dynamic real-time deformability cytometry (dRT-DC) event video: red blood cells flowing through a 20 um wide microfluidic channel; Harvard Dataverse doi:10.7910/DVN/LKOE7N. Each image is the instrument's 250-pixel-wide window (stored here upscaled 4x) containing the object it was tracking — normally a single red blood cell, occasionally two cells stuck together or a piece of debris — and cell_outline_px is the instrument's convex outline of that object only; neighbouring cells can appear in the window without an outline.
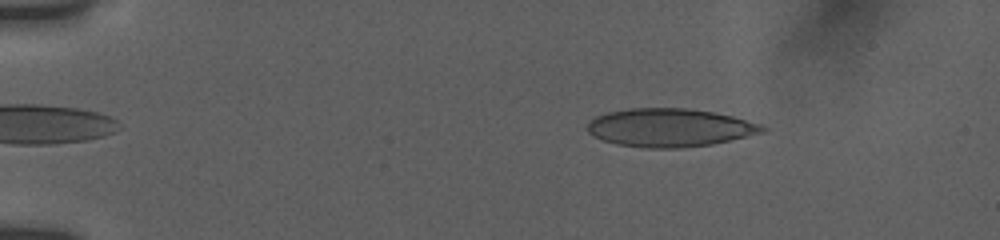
{"species": "human", "species_latin": "Homo sapiens", "temperature_condition": "room temperature", "stored_images_in_passage": 53, "camera_frame_rate_fps": 3000, "um_per_image_px": 0.085, "donor": {"sex": "female"}, "frame": {"image": 1, "passage_image": 6, "time_ms": 1.667, "image_size_px": [1000, 240], "cell_outline_px": [[768, 128], [764, 132], [712, 144], [680, 148], [644, 148], [616, 144], [604, 140], [588, 132], [588, 124], [596, 116], [608, 112], [632, 108], [684, 108], [712, 112], [732, 116], [760, 124]], "centroid_in_image_um": [56.94, 10.85], "position_along_channel_um": 28.1, "area_um2": 38.67}}
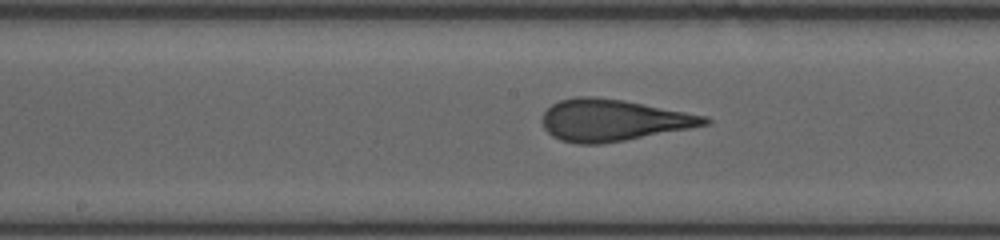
{"frame": {"image": 2, "passage_image": 26, "time_ms": 8.333, "image_size_px": [1000, 240], "cell_outline_px": [[712, 120], [708, 124], [688, 128], [624, 140], [600, 144], [576, 144], [560, 140], [552, 136], [544, 128], [540, 120], [544, 112], [552, 104], [560, 100], [576, 96], [592, 96], [624, 100], [704, 116]], "centroid_in_image_um": [52.02, 10.21], "position_along_channel_um": 196.2, "area_um2": 39.07}}
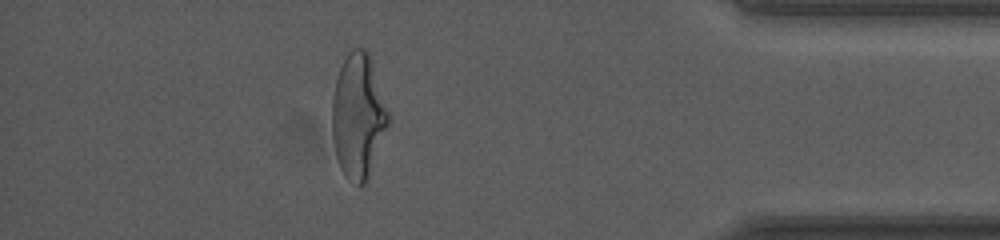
{"frame": {"image": 3, "passage_image": 47, "time_ms": 14.667, "image_size_px": [1000, 240], "cell_outline_px": [[388, 124], [368, 176], [364, 184], [360, 188], [348, 180], [344, 176], [340, 168], [336, 156], [332, 136], [332, 100], [336, 80], [340, 68], [348, 52], [352, 48], [364, 48], [368, 52], [388, 112]], "centroid_in_image_um": [30.41, 9.9], "position_along_channel_um": 404.8, "area_um2": 40.11}, "authors_computed_cell_mechanics": {"area_um2": 38.8994, "velocity_mm_per_s": 3.8222, "shape_relaxation_time_tau1_ms": 4.2297, "shape_relaxation_time_tau2_ms": 0.7317, "deformation_change_tau1": 0.1764, "deformation_change_tau2": 0.0741}}